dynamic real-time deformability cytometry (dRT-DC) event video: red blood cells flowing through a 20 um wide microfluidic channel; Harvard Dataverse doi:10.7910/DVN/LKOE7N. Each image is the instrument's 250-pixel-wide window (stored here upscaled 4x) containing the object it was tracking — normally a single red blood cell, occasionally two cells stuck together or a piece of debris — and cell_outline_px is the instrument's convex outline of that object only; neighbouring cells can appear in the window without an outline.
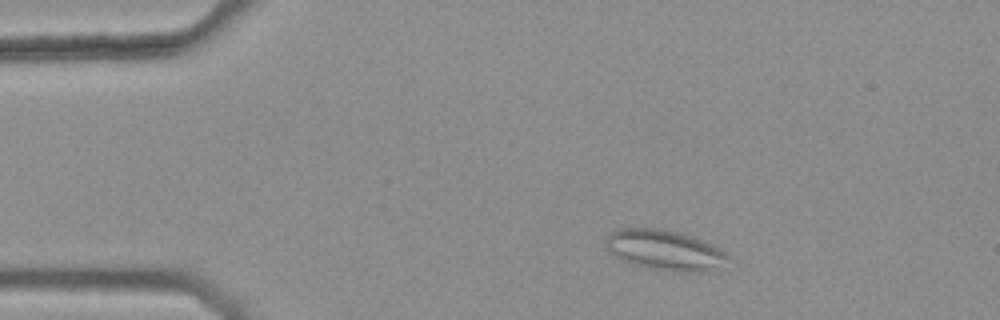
{"species": "common noctule bat (a hibernating species)", "species_latin": "Nyctalus noctula", "temperature_condition": "warm", "stored_images_in_passage": 8, "camera_frame_rate_fps": 3000, "um_per_image_px": 0.085, "animal": {"sex": "female", "body_mass_g": 25.1}, "frame": {"image": 1, "passage_image": 2, "time_ms": 0.333, "image_size_px": [1000, 320], "cell_outline_px": [[728, 256], [712, 272], [672, 272], [648, 268], [632, 264], [620, 260], [612, 256], [604, 248], [604, 236], [608, 232], [616, 228], [660, 228], [680, 232], [696, 236], [720, 248]], "centroid_in_image_um": [56.39, 21.24], "position_along_channel_um": 28.6, "area_um2": 29.54}}
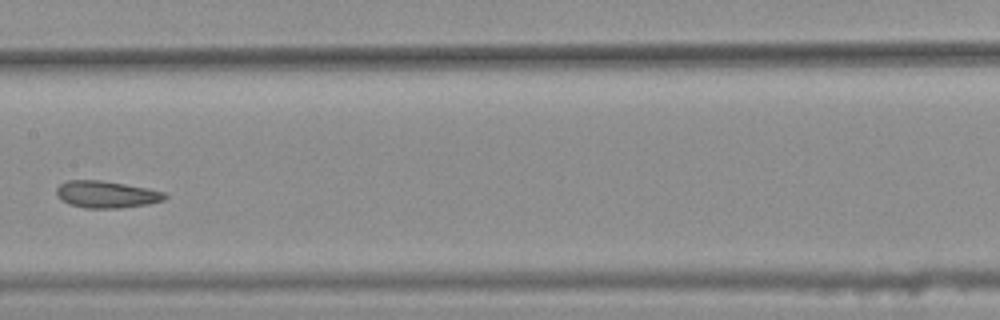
{"frame": {"image": 2, "passage_image": 7, "time_ms": 2.0, "image_size_px": [1000, 320], "cell_outline_px": [[168, 196], [164, 200], [148, 204], [120, 208], [84, 208], [68, 204], [60, 200], [56, 192], [56, 188], [60, 184], [68, 180], [100, 180], [148, 188], [164, 192]], "centroid_in_image_um": [9.03, 16.53], "position_along_channel_um": 198.4, "area_um2": 17.11}}
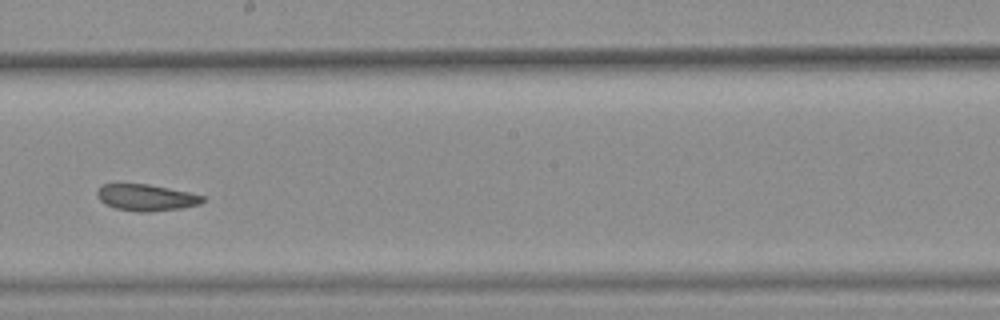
{"frame": {"image": 3, "passage_image": 8, "time_ms": 2.333, "image_size_px": [1000, 320], "cell_outline_px": [[204, 200], [200, 204], [180, 208], [148, 212], [136, 212], [116, 208], [104, 204], [96, 196], [96, 192], [100, 184], [148, 184], [192, 192], [204, 196]], "centroid_in_image_um": [12.41, 16.78], "position_along_channel_um": 235.8, "area_um2": 16.47}}